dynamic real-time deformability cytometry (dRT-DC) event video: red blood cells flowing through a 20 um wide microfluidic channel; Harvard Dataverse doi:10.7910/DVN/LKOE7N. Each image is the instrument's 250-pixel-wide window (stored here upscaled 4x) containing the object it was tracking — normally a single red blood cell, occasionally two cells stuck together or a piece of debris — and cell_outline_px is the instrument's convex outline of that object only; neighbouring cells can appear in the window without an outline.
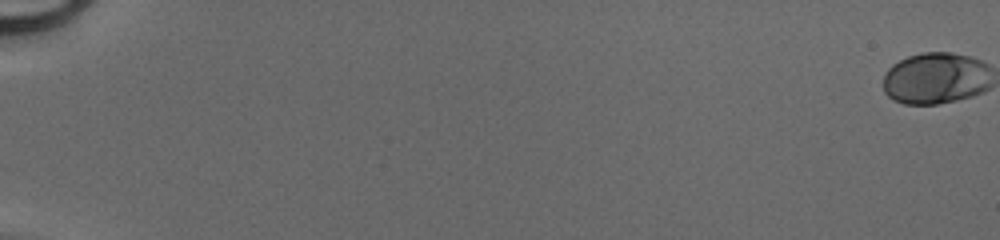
{"species": "human", "species_latin": "Homo sapiens", "temperature_condition": "cold", "stored_images_in_passage": 50, "camera_frame_rate_fps": 3000, "um_per_image_px": 0.085, "donor": {"sex": "male"}, "frame": {"image": 1, "passage_image": 1, "time_ms": 0.0, "image_size_px": [1000, 240], "cell_outline_px": [[972, 92], [948, 100], [932, 104], [912, 104], [900, 100], [892, 96], [888, 92], [888, 72], [896, 64], [912, 56], [960, 56]], "centroid_in_image_um": [78.91, 6.77], "position_along_channel_um": 6.1, "area_um2": 23.99}}
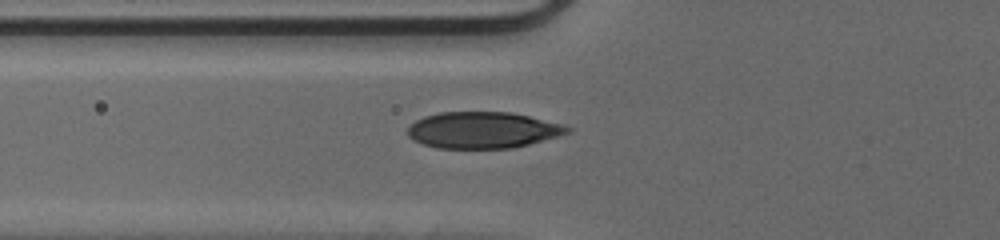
{"frame": {"image": 2, "passage_image": 22, "time_ms": 7.0, "image_size_px": [1000, 240], "cell_outline_px": [[560, 128], [556, 132], [520, 144], [496, 148], [452, 148], [432, 144], [420, 140], [412, 136], [412, 128], [416, 124], [432, 116], [452, 112], [496, 112], [524, 116]], "centroid_in_image_um": [40.81, 11.04], "position_along_channel_um": 85.0, "area_um2": 29.02}}
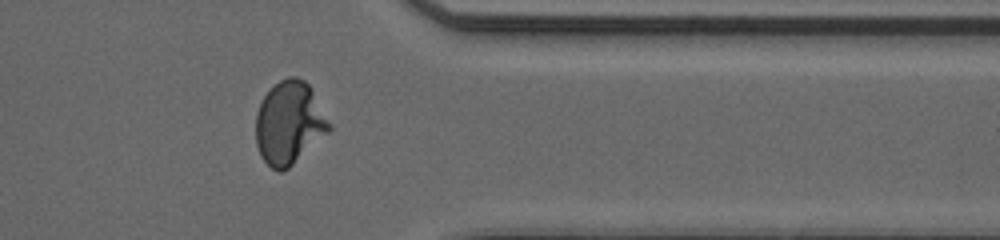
{"frame": {"image": 3, "passage_image": 43, "time_ms": 14.0, "image_size_px": [1000, 240], "cell_outline_px": [[328, 128], [284, 168], [276, 168], [268, 164], [260, 152], [256, 136], [256, 124], [260, 108], [268, 92], [276, 84], [284, 80], [300, 80], [308, 88], [328, 124]], "centroid_in_image_um": [24.49, 10.44], "position_along_channel_um": 386.9, "area_um2": 31.27}}